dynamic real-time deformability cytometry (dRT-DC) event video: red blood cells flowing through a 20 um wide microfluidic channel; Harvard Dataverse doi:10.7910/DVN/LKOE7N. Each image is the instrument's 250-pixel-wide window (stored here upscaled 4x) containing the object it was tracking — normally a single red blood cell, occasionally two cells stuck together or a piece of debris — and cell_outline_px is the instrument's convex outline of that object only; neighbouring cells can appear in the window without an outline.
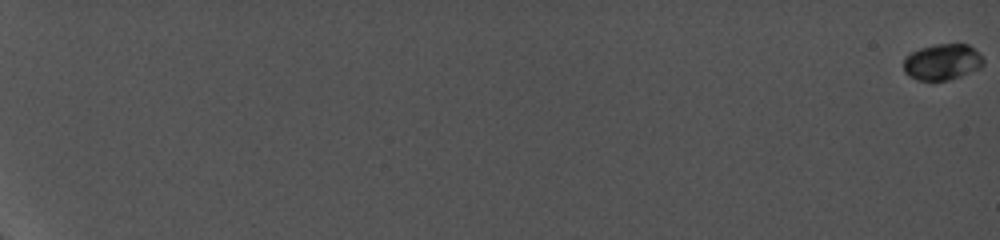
{"species": "common noctule bat (a hibernating species)", "species_latin": "Nyctalus noctula", "temperature_condition": "cold", "stored_images_in_passage": 88, "segment_of_instrument_passage": [1, 2], "camera_frame_rate_fps": 5000, "um_per_image_px": 0.085, "animal": {"sex": "female", "body_mass_g": 19.0, "forearm_length_mm": 56.7}, "frame": {"image": 1, "passage_image": 1, "time_ms": 0.0, "image_size_px": [1000, 240], "cell_outline_px": [[984, 64], [980, 68], [960, 76], [948, 80], [916, 80], [908, 76], [904, 72], [904, 56], [920, 48], [936, 44], [968, 44], [984, 60]], "centroid_in_image_um": [80.06, 5.27], "position_along_channel_um": 4.9, "area_um2": 16.7}}
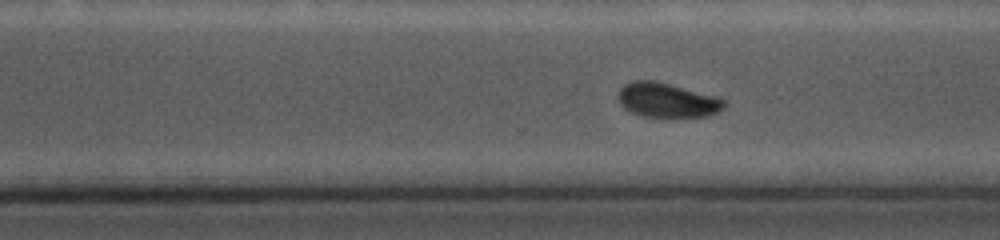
{"frame": {"image": 2, "passage_image": 72, "time_ms": 15.0, "image_size_px": [1000, 240], "cell_outline_px": [[724, 108], [708, 116], [644, 116], [632, 112], [624, 108], [620, 104], [620, 88], [624, 84], [632, 80], [656, 80], [716, 96], [724, 100]], "centroid_in_image_um": [56.7, 8.49], "position_along_channel_um": 313.9, "area_um2": 20.98}}
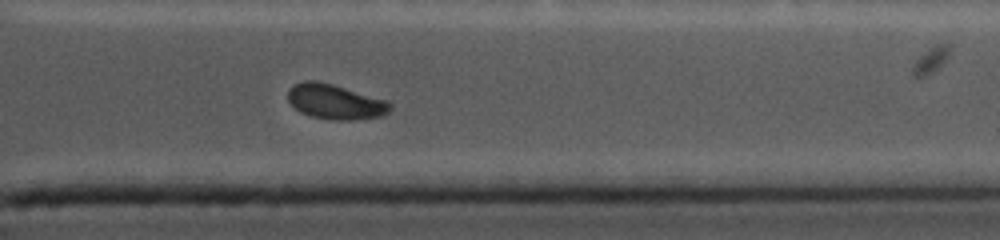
{"frame": {"image": 3, "passage_image": 80, "time_ms": 16.8, "image_size_px": [1000, 240], "cell_outline_px": [[392, 108], [384, 116], [352, 120], [336, 120], [312, 116], [300, 112], [288, 100], [288, 88], [304, 80], [316, 80], [332, 84], [388, 100], [392, 104]], "centroid_in_image_um": [28.53, 8.64], "position_along_channel_um": 382.9, "area_um2": 20.87}}